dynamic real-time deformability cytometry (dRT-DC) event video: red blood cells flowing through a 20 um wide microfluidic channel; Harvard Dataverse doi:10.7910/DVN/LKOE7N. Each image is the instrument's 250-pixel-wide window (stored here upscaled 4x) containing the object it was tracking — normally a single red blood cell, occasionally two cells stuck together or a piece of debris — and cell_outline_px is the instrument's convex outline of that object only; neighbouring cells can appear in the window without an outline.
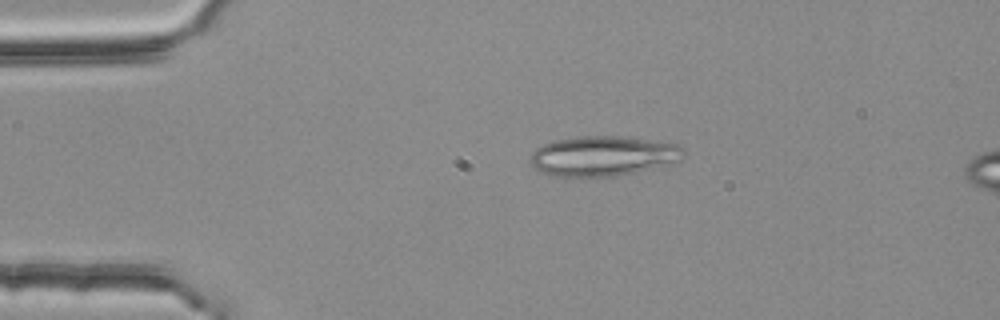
{"species": "common noctule bat (a hibernating species)", "species_latin": "Nyctalus noctula", "temperature_condition": "room temperature", "stored_images_in_passage": 4, "segment_of_instrument_passage": [1, 2], "camera_frame_rate_fps": 3000, "um_per_image_px": 0.085, "animal": {"sex": "female", "body_mass_g": 25.1}, "frame": {"image": 1, "passage_image": 2, "time_ms": 0.333, "image_size_px": [1000, 320], "cell_outline_px": [[684, 160], [672, 164], [612, 176], [556, 176], [540, 172], [532, 168], [532, 152], [536, 148], [552, 140], [584, 136], [616, 136], [676, 144], [684, 148]], "centroid_in_image_um": [51.26, 13.26], "position_along_channel_um": 33.7, "area_um2": 35.43}}